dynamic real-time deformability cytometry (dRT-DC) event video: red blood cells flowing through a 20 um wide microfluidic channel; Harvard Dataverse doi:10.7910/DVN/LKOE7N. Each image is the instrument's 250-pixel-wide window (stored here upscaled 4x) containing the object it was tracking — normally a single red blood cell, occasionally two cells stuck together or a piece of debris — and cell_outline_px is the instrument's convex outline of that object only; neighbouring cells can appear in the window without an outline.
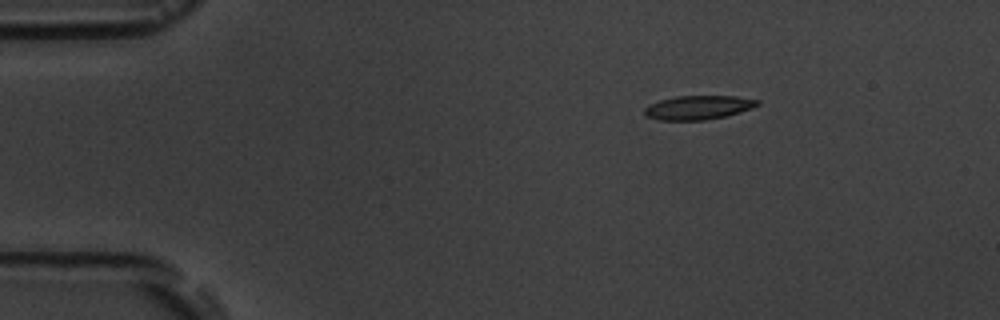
{"species": "common noctule bat (a hibernating species)", "species_latin": "Nyctalus noctula", "temperature_condition": "room temperature", "stored_images_in_passage": 4, "camera_frame_rate_fps": 3000, "um_per_image_px": 0.085, "animal": {"sex": "male", "body_mass_g": 19.5, "forearm_length_mm": 54.6}, "frame": {"image": 1, "passage_image": 1, "time_ms": 0.0, "image_size_px": [1000, 320], "cell_outline_px": [[760, 104], [752, 108], [728, 116], [704, 120], [660, 120], [644, 116], [644, 108], [648, 104], [660, 100], [676, 96], [736, 96], [760, 100]], "centroid_in_image_um": [59.35, 9.14], "position_along_channel_um": 25.7, "area_um2": 15.95}}
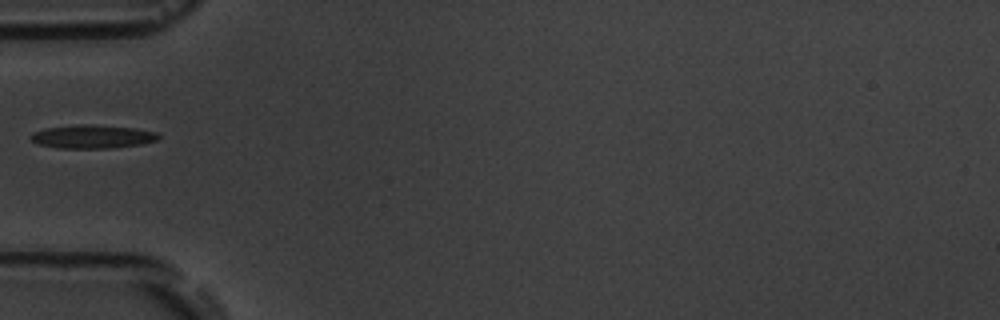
{"frame": {"image": 2, "passage_image": 3, "time_ms": 3.333, "image_size_px": [1000, 320], "cell_outline_px": [[160, 140], [144, 144], [116, 148], [56, 148], [36, 144], [28, 136], [32, 132], [44, 128], [76, 124], [88, 124], [136, 128], [156, 132], [160, 136]], "centroid_in_image_um": [7.85, 11.61], "position_along_channel_um": 77.2, "area_um2": 17.92}}
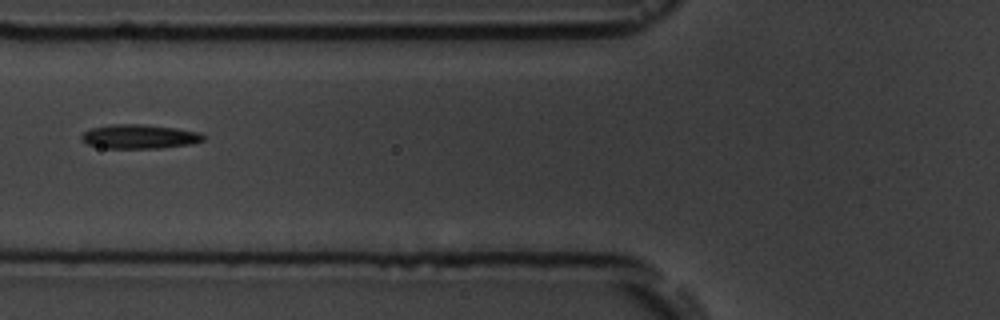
{"frame": {"image": 3, "passage_image": 4, "time_ms": 4.333, "image_size_px": [1000, 320], "cell_outline_px": [[204, 140], [192, 144], [160, 148], [108, 148], [88, 144], [80, 140], [80, 136], [84, 132], [92, 128], [112, 124], [140, 124], [176, 128], [200, 132], [204, 136]], "centroid_in_image_um": [11.86, 11.61], "position_along_channel_um": 113.9, "area_um2": 17.11}}